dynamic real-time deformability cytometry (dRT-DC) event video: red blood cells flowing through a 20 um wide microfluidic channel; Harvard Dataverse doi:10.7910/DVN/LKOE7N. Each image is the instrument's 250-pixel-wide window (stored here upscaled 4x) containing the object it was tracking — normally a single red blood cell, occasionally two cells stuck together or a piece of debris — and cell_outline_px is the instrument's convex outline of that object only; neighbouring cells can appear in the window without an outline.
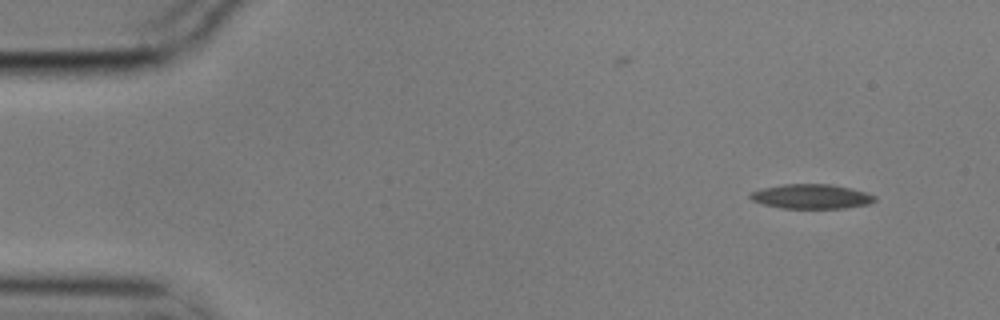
{"species": "common noctule bat (a hibernating species)", "species_latin": "Nyctalus noctula", "temperature_condition": "cold", "stored_images_in_passage": 4, "camera_frame_rate_fps": 3000, "um_per_image_px": 0.085, "animal": {"sex": "male", "body_mass_g": 17.9}, "frame": {"image": 1, "passage_image": 1, "time_ms": 0.0, "image_size_px": [1000, 320], "cell_outline_px": [[876, 200], [868, 204], [848, 208], [780, 208], [764, 204], [752, 200], [748, 196], [752, 192], [764, 188], [784, 184], [832, 184], [852, 188], [876, 196]], "centroid_in_image_um": [69.0, 16.7], "position_along_channel_um": 16.0, "area_um2": 17.74}}